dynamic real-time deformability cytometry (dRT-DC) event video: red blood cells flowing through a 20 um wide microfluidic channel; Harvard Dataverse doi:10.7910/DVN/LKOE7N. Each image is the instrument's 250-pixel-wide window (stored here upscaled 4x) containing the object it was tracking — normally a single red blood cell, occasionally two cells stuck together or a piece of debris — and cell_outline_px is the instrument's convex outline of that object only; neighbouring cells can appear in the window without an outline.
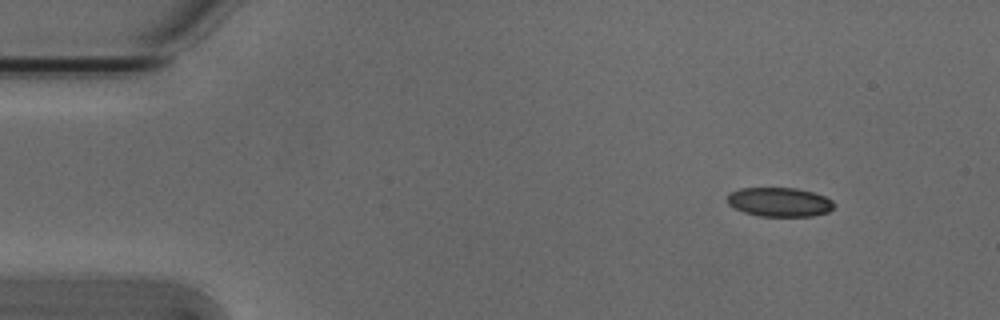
{"species": "Egyptian fruit bat (a non-hibernating species)", "species_latin": "Rousettus aegyptiacus", "temperature_condition": "cold", "stored_images_in_passage": 7, "camera_frame_rate_fps": 3000, "um_per_image_px": 0.085, "animal": {"sex": "male"}, "frame": {"image": 1, "passage_image": 1, "time_ms": 0.0, "image_size_px": [1000, 320], "cell_outline_px": [[836, 204], [828, 212], [812, 216], [760, 216], [744, 212], [728, 204], [728, 192], [740, 188], [796, 188], [812, 192], [824, 196], [832, 200]], "centroid_in_image_um": [66.26, 17.17], "position_along_channel_um": 18.7, "area_um2": 18.09}}
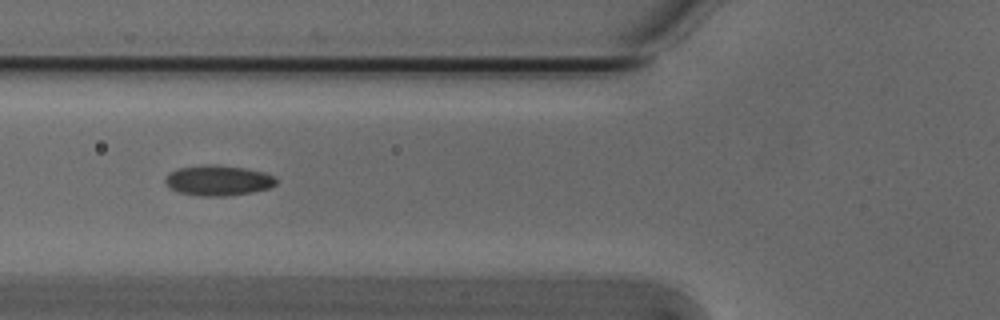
{"frame": {"image": 2, "passage_image": 5, "time_ms": 1.333, "image_size_px": [1000, 320], "cell_outline_px": [[276, 184], [268, 188], [252, 192], [224, 196], [200, 196], [180, 192], [172, 188], [164, 180], [176, 168], [204, 164], [216, 164], [244, 168], [264, 172], [276, 176]], "centroid_in_image_um": [18.58, 15.32], "position_along_channel_um": 107.2, "area_um2": 19.48}}
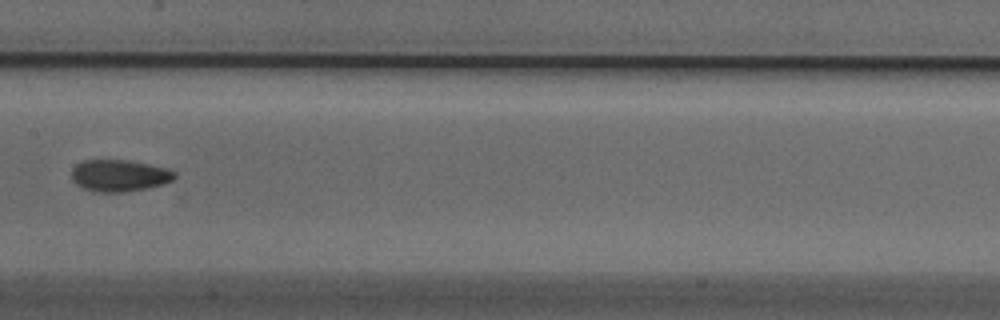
{"frame": {"image": 3, "passage_image": 7, "time_ms": 2.0, "image_size_px": [1000, 320], "cell_outline_px": [[176, 176], [172, 180], [164, 184], [124, 192], [100, 192], [84, 188], [76, 184], [72, 180], [72, 168], [76, 164], [84, 160], [128, 160], [148, 164], [164, 168], [176, 172]], "centroid_in_image_um": [10.12, 14.92], "position_along_channel_um": 197.3, "area_um2": 18.9}}